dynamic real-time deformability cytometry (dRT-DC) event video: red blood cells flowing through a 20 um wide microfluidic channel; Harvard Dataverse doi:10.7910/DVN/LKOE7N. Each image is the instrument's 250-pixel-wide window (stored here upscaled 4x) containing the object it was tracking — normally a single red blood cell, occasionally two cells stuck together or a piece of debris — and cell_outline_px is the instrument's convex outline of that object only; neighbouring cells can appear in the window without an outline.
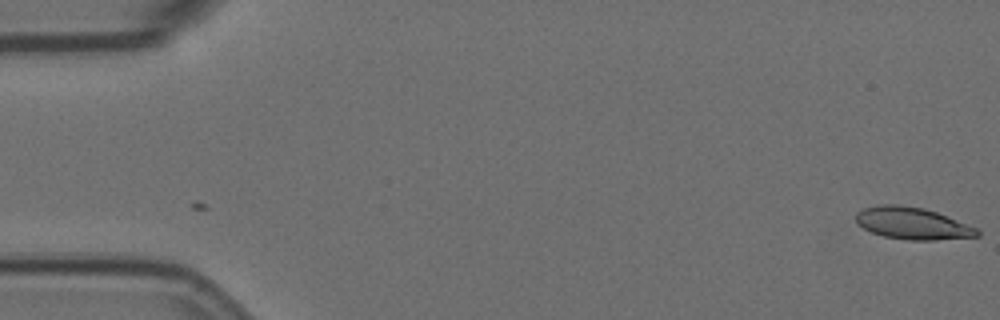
{"species": "Egyptian fruit bat (a non-hibernating species)", "species_latin": "Rousettus aegyptiacus", "temperature_condition": "room temperature", "stored_images_in_passage": 2, "camera_frame_rate_fps": 3000, "um_per_image_px": 0.085, "animal": {"sex": "female"}, "frame": {"image": 1, "passage_image": 2, "time_ms": 0.333, "image_size_px": [1000, 320], "cell_outline_px": [[980, 236], [936, 240], [908, 240], [884, 236], [872, 232], [856, 224], [856, 212], [864, 208], [880, 204], [900, 204], [924, 208], [936, 212], [976, 228], [980, 232]], "centroid_in_image_um": [77.52, 18.98], "position_along_channel_um": 7.5, "area_um2": 22.54}}